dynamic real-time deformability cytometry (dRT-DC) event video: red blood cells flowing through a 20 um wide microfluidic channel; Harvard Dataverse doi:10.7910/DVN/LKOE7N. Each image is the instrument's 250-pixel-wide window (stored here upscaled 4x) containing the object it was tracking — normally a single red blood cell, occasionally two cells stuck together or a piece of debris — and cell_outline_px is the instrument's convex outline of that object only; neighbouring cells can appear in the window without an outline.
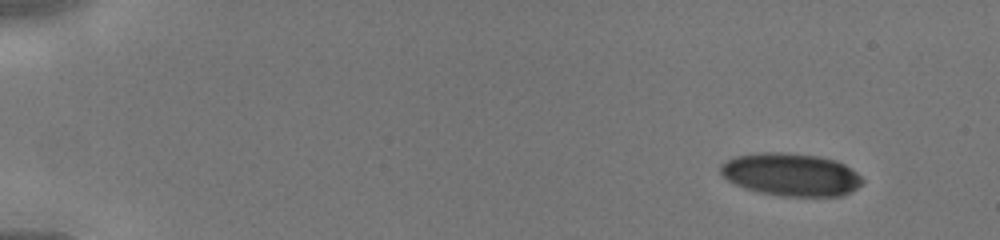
{"species": "human", "species_latin": "Homo sapiens", "temperature_condition": "cold", "stored_images_in_passage": 42, "camera_frame_rate_fps": 3000, "um_per_image_px": 0.085, "donor": {"sex": "male"}, "frame": {"image": 1, "passage_image": 1, "time_ms": 0.0, "image_size_px": [1000, 240], "cell_outline_px": [[864, 180], [856, 188], [840, 196], [784, 196], [760, 192], [736, 184], [728, 180], [720, 172], [720, 164], [736, 156], [756, 152], [784, 152], [816, 156], [836, 160], [844, 164], [856, 172]], "centroid_in_image_um": [67.22, 14.82], "position_along_channel_um": 17.8, "area_um2": 35.03}}
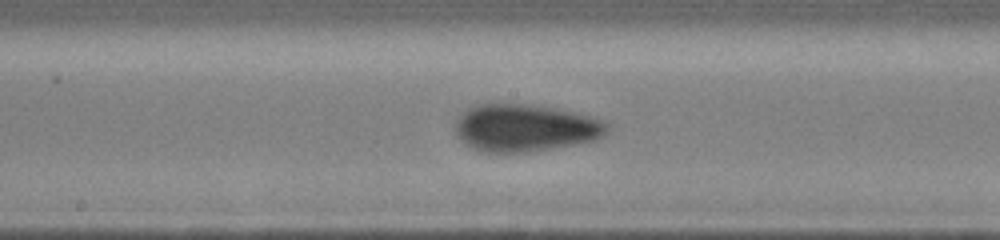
{"frame": {"image": 2, "passage_image": 22, "time_ms": 7.0, "image_size_px": [1000, 240], "cell_outline_px": [[612, 124], [596, 140], [528, 152], [484, 152], [472, 148], [456, 136], [456, 120], [468, 108], [480, 104], [528, 104], [556, 108], [604, 120]], "centroid_in_image_um": [44.63, 10.87], "position_along_channel_um": 203.6, "area_um2": 41.56}}
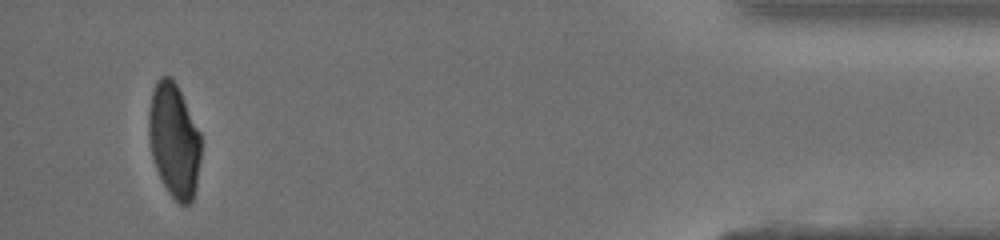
{"frame": {"image": 3, "passage_image": 40, "time_ms": 13.0, "image_size_px": [1000, 240], "cell_outline_px": [[200, 160], [196, 184], [192, 200], [188, 204], [180, 204], [172, 196], [164, 184], [156, 168], [152, 156], [148, 136], [148, 112], [152, 92], [156, 80], [160, 76], [168, 76], [176, 84], [200, 132]], "centroid_in_image_um": [14.77, 11.91], "position_along_channel_um": 420.4, "area_um2": 34.33}}